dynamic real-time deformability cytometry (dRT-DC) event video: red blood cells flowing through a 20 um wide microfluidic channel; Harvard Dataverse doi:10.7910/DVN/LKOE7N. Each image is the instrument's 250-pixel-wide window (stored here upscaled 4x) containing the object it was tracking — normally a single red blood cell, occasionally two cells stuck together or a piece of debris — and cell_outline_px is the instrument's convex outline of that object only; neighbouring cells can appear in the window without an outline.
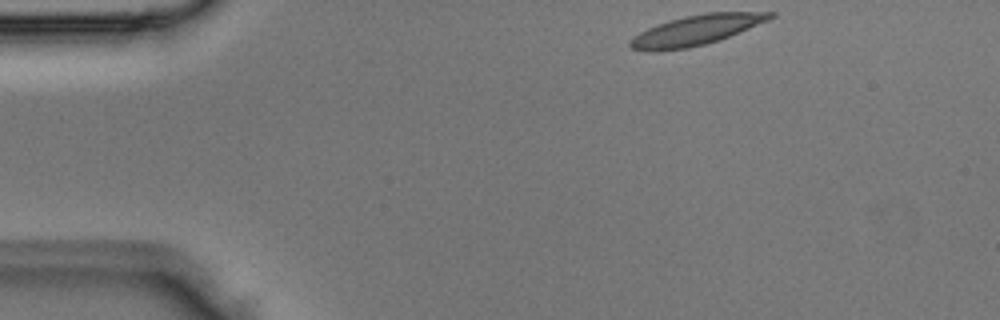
{"species": "Egyptian fruit bat (a non-hibernating species)", "species_latin": "Rousettus aegyptiacus", "temperature_condition": "room temperature", "stored_images_in_passage": 2, "camera_frame_rate_fps": 3000, "um_per_image_px": 0.085, "animal": {"sex": "male"}, "frame": {"image": 1, "passage_image": 1, "time_ms": 0.0, "image_size_px": [1000, 320], "cell_outline_px": [[776, 16], [768, 20], [720, 40], [688, 48], [632, 48], [628, 44], [640, 32], [648, 28], [672, 20], [688, 16], [708, 12], [776, 12]], "centroid_in_image_um": [59.34, 2.51], "position_along_channel_um": 25.7, "area_um2": 23.18}}